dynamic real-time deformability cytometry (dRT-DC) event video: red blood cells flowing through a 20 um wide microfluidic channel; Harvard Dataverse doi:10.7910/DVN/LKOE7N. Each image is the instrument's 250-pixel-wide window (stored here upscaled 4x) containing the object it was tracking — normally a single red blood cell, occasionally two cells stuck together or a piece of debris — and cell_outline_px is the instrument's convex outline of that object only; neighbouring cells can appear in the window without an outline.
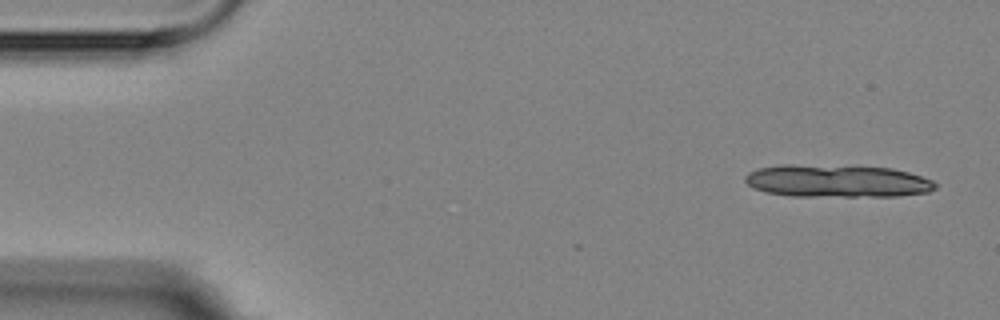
{"species": "Egyptian fruit bat (a non-hibernating species)", "species_latin": "Rousettus aegyptiacus", "temperature_condition": "room temperature", "stored_images_in_passage": 3, "camera_frame_rate_fps": 3000, "um_per_image_px": 0.085, "animal": {"sex": "female"}, "frame": {"image": 1, "passage_image": 1, "time_ms": 0.0, "image_size_px": [1000, 320], "cell_outline_px": [[936, 188], [928, 192], [900, 196], [792, 196], [764, 192], [752, 188], [744, 180], [744, 176], [748, 172], [760, 168], [780, 164], [792, 164], [892, 168], [908, 172], [932, 180], [936, 184]], "centroid_in_image_um": [71.11, 15.39], "position_along_channel_um": 13.9, "area_um2": 36.18}}